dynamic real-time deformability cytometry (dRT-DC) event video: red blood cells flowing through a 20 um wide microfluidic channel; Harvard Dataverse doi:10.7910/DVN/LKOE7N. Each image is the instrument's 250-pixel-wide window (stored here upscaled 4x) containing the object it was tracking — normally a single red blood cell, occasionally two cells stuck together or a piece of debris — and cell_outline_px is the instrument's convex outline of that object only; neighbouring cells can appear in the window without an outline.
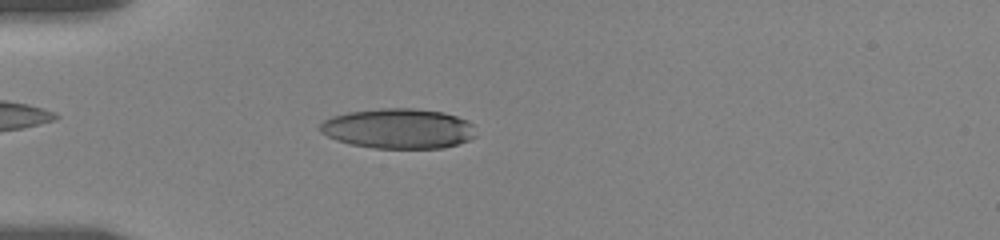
{"species": "human", "species_latin": "Homo sapiens", "temperature_condition": "room temperature", "stored_images_in_passage": 16, "camera_frame_rate_fps": 3000, "um_per_image_px": 0.085, "donor": {"sex": "female"}, "frame": {"image": 1, "passage_image": 12, "time_ms": 4.667, "image_size_px": [1000, 240], "cell_outline_px": [[476, 136], [468, 140], [444, 148], [376, 148], [352, 144], [336, 140], [320, 132], [320, 124], [324, 120], [332, 116], [348, 112], [380, 108], [412, 108], [444, 112], [468, 120], [472, 124]], "centroid_in_image_um": [33.87, 10.92], "position_along_channel_um": 51.1, "area_um2": 36.36}}
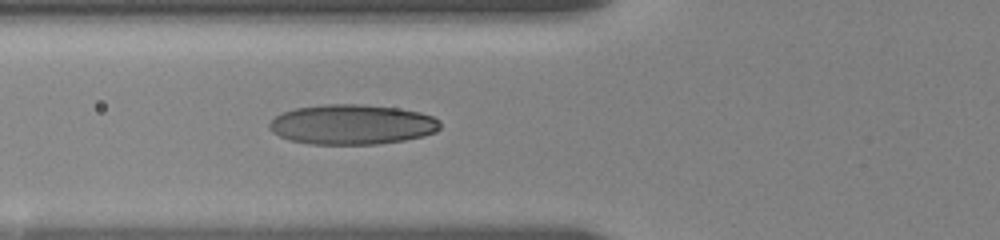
{"frame": {"image": 2, "passage_image": 16, "time_ms": 6.333, "image_size_px": [1000, 240], "cell_outline_px": [[440, 128], [436, 132], [424, 136], [404, 140], [376, 144], [312, 144], [292, 140], [280, 136], [272, 132], [268, 128], [268, 124], [276, 116], [284, 112], [296, 108], [324, 104], [360, 104], [396, 108], [420, 112], [432, 116], [440, 120]], "centroid_in_image_um": [29.94, 10.58], "position_along_channel_um": 95.9, "area_um2": 39.71}}